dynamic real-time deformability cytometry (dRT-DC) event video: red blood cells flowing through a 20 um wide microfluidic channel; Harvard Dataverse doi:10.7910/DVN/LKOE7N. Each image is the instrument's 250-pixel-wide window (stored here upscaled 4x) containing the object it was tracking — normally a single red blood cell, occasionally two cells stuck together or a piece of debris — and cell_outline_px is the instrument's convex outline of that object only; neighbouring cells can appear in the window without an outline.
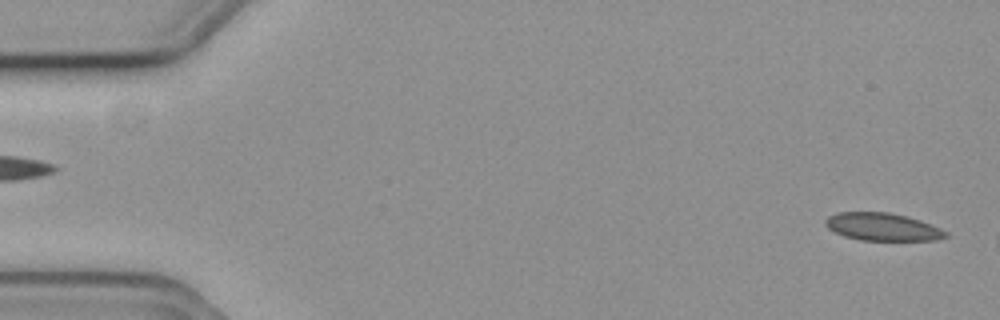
{"species": "common noctule bat (a hibernating species)", "species_latin": "Nyctalus noctula", "temperature_condition": "cold", "stored_images_in_passage": 13, "camera_frame_rate_fps": 3000, "um_per_image_px": 0.085, "animal": {"sex": "female", "body_mass_g": 19.3, "forearm_length_mm": 54.1}, "frame": {"image": 1, "passage_image": 2, "time_ms": 0.333, "image_size_px": [1000, 320], "cell_outline_px": [[948, 236], [936, 240], [860, 240], [844, 236], [828, 228], [824, 224], [824, 220], [828, 216], [840, 212], [888, 212], [908, 216], [920, 220], [940, 228], [948, 232]], "centroid_in_image_um": [75.01, 19.28], "position_along_channel_um": 10.0, "area_um2": 19.42}}